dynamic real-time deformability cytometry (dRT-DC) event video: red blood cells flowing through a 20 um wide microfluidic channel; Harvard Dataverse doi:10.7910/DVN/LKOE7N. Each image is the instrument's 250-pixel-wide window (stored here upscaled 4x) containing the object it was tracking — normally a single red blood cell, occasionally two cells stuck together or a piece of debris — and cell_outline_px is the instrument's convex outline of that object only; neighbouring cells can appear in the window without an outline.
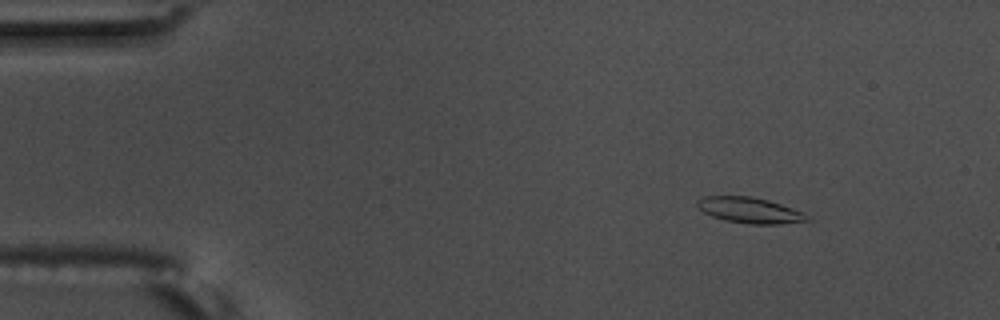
{"species": "common noctule bat (a hibernating species)", "species_latin": "Nyctalus noctula", "temperature_condition": "warm", "stored_images_in_passage": 6, "camera_frame_rate_fps": 3000, "um_per_image_px": 0.085, "animal": {"sex": "male", "body_mass_g": 17.5, "forearm_length_mm": 52.3}, "frame": {"image": 1, "passage_image": 3, "time_ms": 0.667, "image_size_px": [1000, 320], "cell_outline_px": [[812, 220], [776, 224], [752, 224], [724, 220], [712, 216], [704, 212], [696, 204], [696, 200], [704, 196], [752, 196], [768, 200], [804, 212]], "centroid_in_image_um": [63.73, 17.86], "position_along_channel_um": 21.3, "area_um2": 16.42}}